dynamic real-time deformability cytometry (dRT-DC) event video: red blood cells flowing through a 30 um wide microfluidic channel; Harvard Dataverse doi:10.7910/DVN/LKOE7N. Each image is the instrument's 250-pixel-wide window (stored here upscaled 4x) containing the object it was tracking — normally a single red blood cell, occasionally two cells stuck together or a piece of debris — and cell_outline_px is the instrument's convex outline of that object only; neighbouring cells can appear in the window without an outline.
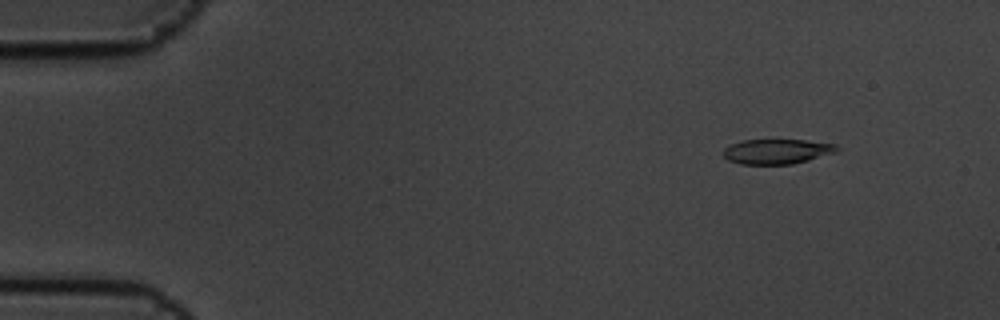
{"species": "common noctule bat (a hibernating species)", "species_latin": "Nyctalus noctula", "temperature_condition": "cold", "stored_images_in_passage": 6, "segment_of_instrument_passage": [1, 2], "camera_frame_rate_fps": 3000, "um_per_image_px": 0.085, "animal": {"sex": "male", "body_mass_g": 19.5, "forearm_length_mm": 54.6}, "frame": {"image": 1, "passage_image": 2, "time_ms": 0.333, "image_size_px": [1000, 320], "cell_outline_px": [[840, 148], [836, 152], [808, 160], [792, 164], [740, 164], [728, 160], [724, 156], [724, 148], [732, 144], [744, 140], [804, 140], [836, 144]], "centroid_in_image_um": [66.05, 12.87], "position_along_channel_um": 18.9, "area_um2": 16.36}}